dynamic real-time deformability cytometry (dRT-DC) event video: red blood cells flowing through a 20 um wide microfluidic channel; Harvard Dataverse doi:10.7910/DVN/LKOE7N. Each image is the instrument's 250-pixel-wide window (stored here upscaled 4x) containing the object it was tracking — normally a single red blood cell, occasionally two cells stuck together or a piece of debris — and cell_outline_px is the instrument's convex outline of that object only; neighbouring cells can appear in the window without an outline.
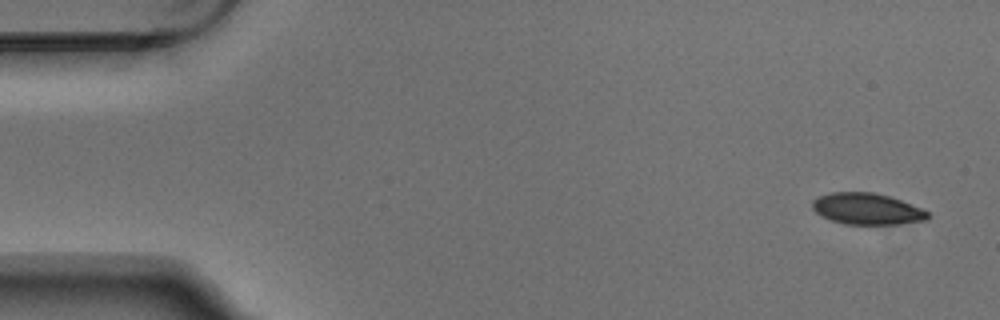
{"species": "Egyptian fruit bat (a non-hibernating species)", "species_latin": "Rousettus aegyptiacus", "temperature_condition": "warm", "stored_images_in_passage": 6, "camera_frame_rate_fps": 3000, "um_per_image_px": 0.085, "animal": {"sex": "male"}, "frame": {"image": 1, "passage_image": 1, "time_ms": 0.0, "image_size_px": [1000, 320], "cell_outline_px": [[928, 220], [896, 224], [844, 224], [832, 220], [816, 212], [812, 208], [812, 200], [820, 196], [832, 192], [872, 192], [888, 196], [900, 200], [920, 208], [928, 212]], "centroid_in_image_um": [73.68, 17.75], "position_along_channel_um": 11.3, "area_um2": 20.81}}
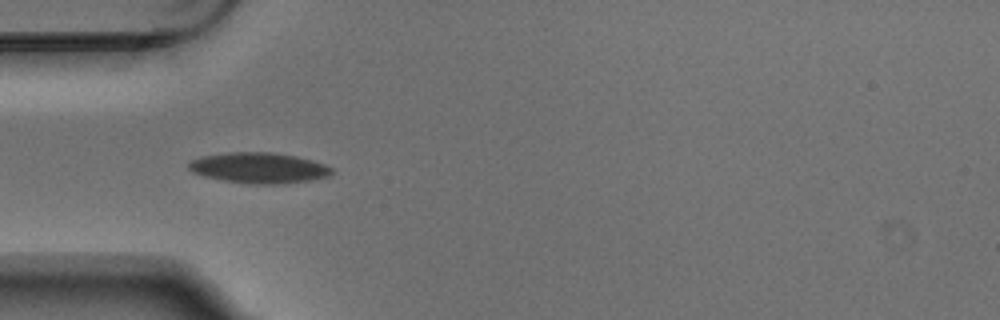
{"frame": {"image": 2, "passage_image": 5, "time_ms": 1.333, "image_size_px": [1000, 320], "cell_outline_px": [[332, 172], [328, 176], [308, 180], [276, 184], [248, 184], [224, 180], [204, 176], [192, 172], [188, 168], [188, 164], [192, 160], [200, 156], [228, 152], [272, 152], [296, 156], [312, 160], [324, 164], [332, 168]], "centroid_in_image_um": [21.97, 14.26], "position_along_channel_um": 63.0, "area_um2": 25.43}}
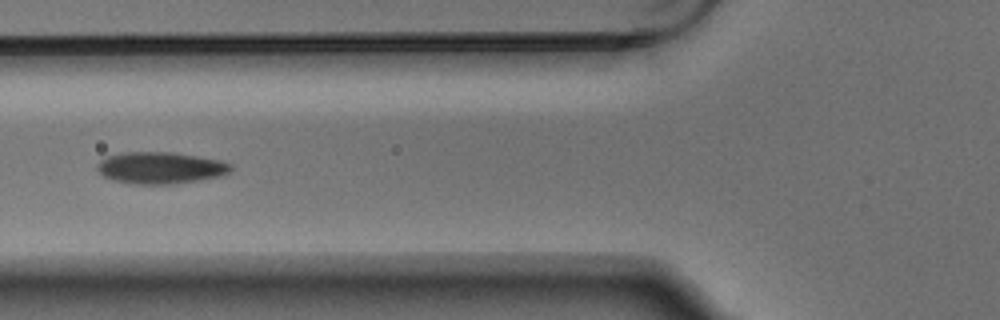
{"frame": {"image": 3, "passage_image": 6, "time_ms": 1.667, "image_size_px": [1000, 320], "cell_outline_px": [[232, 168], [228, 172], [220, 176], [200, 180], [172, 184], [132, 184], [112, 180], [104, 176], [96, 168], [96, 164], [100, 160], [108, 156], [124, 152], [172, 152], [220, 160], [232, 164]], "centroid_in_image_um": [13.62, 14.27], "position_along_channel_um": 112.2, "area_um2": 24.74}}